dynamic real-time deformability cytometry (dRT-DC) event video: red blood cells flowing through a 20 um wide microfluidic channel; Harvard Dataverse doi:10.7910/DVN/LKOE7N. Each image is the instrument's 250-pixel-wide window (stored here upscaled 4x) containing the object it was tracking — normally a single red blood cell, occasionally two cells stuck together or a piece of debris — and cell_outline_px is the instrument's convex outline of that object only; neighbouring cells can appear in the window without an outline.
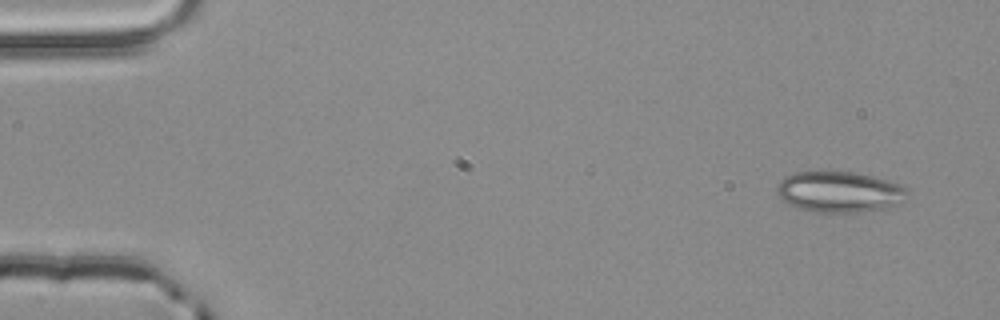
{"species": "common noctule bat (a hibernating species)", "species_latin": "Nyctalus noctula", "temperature_condition": "room temperature", "stored_images_in_passage": 4, "camera_frame_rate_fps": 3000, "um_per_image_px": 0.085, "animal": {"sex": "male", "body_mass_g": 20.4}, "frame": {"image": 1, "passage_image": 1, "time_ms": 0.0, "image_size_px": [1000, 320], "cell_outline_px": [[908, 192], [900, 204], [884, 208], [852, 212], [816, 212], [800, 208], [788, 204], [776, 192], [776, 188], [780, 180], [784, 176], [796, 172], [856, 172], [888, 180], [900, 184], [908, 188]], "centroid_in_image_um": [71.35, 16.3], "position_along_channel_um": 13.6, "area_um2": 30.92}}